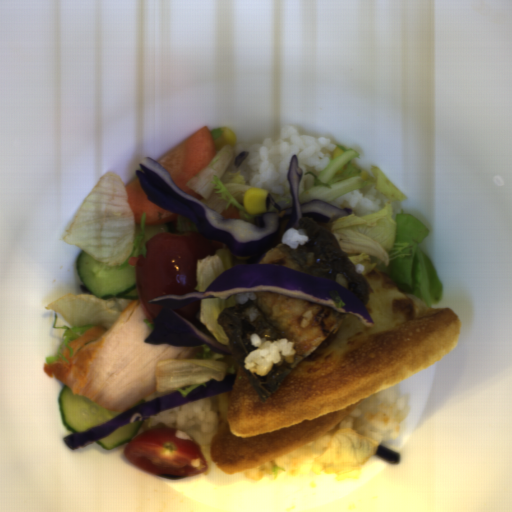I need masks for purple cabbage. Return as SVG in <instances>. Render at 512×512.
<instances>
[{
    "label": "purple cabbage",
    "mask_w": 512,
    "mask_h": 512,
    "mask_svg": "<svg viewBox=\"0 0 512 512\" xmlns=\"http://www.w3.org/2000/svg\"><path fill=\"white\" fill-rule=\"evenodd\" d=\"M78 286L82 290L83 293H85V294H93L84 284H80Z\"/></svg>",
    "instance_id": "purple-cabbage-6"
},
{
    "label": "purple cabbage",
    "mask_w": 512,
    "mask_h": 512,
    "mask_svg": "<svg viewBox=\"0 0 512 512\" xmlns=\"http://www.w3.org/2000/svg\"><path fill=\"white\" fill-rule=\"evenodd\" d=\"M375 454L390 464H397L400 462L399 453L380 444H378V449Z\"/></svg>",
    "instance_id": "purple-cabbage-3"
},
{
    "label": "purple cabbage",
    "mask_w": 512,
    "mask_h": 512,
    "mask_svg": "<svg viewBox=\"0 0 512 512\" xmlns=\"http://www.w3.org/2000/svg\"><path fill=\"white\" fill-rule=\"evenodd\" d=\"M135 170L140 188L148 200L165 211L185 216L197 226V233L204 238L224 242L232 253L233 268L221 272L207 286L205 292L168 294L150 299L162 310L153 318V331L144 342L152 345L167 344L180 347L205 345L216 354L231 355L229 348L172 309L183 307L196 300L219 298L228 300L242 292H273L290 297L311 300L340 313L351 314L364 326L373 327V319L363 302L349 289L335 281L277 265L258 264L275 245L281 224L300 229V218H312L319 223H329L350 216L349 208H337L323 200L300 204L299 184L303 170L298 154L290 159L286 179L292 196V207L282 209L268 192L267 212L254 218L253 223L240 218L224 219L221 213L182 190L164 166L152 156L144 157Z\"/></svg>",
    "instance_id": "purple-cabbage-1"
},
{
    "label": "purple cabbage",
    "mask_w": 512,
    "mask_h": 512,
    "mask_svg": "<svg viewBox=\"0 0 512 512\" xmlns=\"http://www.w3.org/2000/svg\"><path fill=\"white\" fill-rule=\"evenodd\" d=\"M235 374L226 375L222 381L210 380L205 385L198 386L185 397L182 392L174 391L168 395L156 398L146 403L133 406L122 412L108 422L82 433H72L63 436L66 447L72 451L83 449L96 440L110 435L125 425L148 419L160 411L173 408L182 404L212 398L231 391L235 384Z\"/></svg>",
    "instance_id": "purple-cabbage-2"
},
{
    "label": "purple cabbage",
    "mask_w": 512,
    "mask_h": 512,
    "mask_svg": "<svg viewBox=\"0 0 512 512\" xmlns=\"http://www.w3.org/2000/svg\"><path fill=\"white\" fill-rule=\"evenodd\" d=\"M249 155V152H244V151H241L235 158L234 160V166L235 167H239L241 162L246 159Z\"/></svg>",
    "instance_id": "purple-cabbage-4"
},
{
    "label": "purple cabbage",
    "mask_w": 512,
    "mask_h": 512,
    "mask_svg": "<svg viewBox=\"0 0 512 512\" xmlns=\"http://www.w3.org/2000/svg\"><path fill=\"white\" fill-rule=\"evenodd\" d=\"M164 224H166L169 233H176V227L174 226L172 221Z\"/></svg>",
    "instance_id": "purple-cabbage-5"
}]
</instances>
